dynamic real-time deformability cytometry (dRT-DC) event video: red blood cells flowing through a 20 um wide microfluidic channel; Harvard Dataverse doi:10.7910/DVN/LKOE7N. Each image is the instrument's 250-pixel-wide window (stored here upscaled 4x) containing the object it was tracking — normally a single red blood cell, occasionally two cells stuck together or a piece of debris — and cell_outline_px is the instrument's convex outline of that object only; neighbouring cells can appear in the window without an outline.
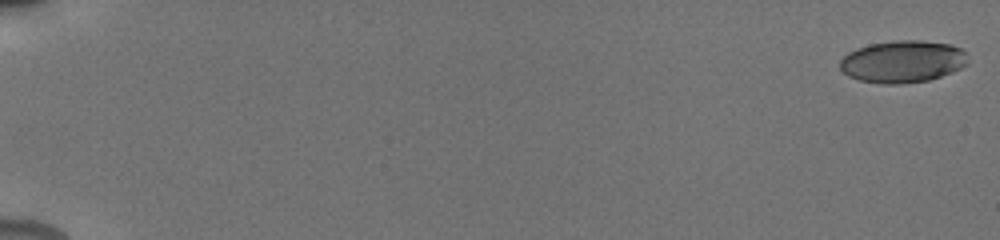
{"species": "human", "species_latin": "Homo sapiens", "temperature_condition": "cold", "stored_images_in_passage": 49, "camera_frame_rate_fps": 3000, "um_per_image_px": 0.085, "donor": {"sex": "male"}, "frame": {"image": 1, "passage_image": 1, "time_ms": 0.0, "image_size_px": [1000, 240], "cell_outline_px": [[968, 64], [952, 72], [928, 80], [900, 84], [884, 84], [860, 80], [848, 76], [840, 68], [840, 60], [848, 52], [856, 48], [868, 44], [896, 40], [920, 40], [948, 44], [960, 48], [964, 52]], "centroid_in_image_um": [76.7, 5.23], "position_along_channel_um": 8.3, "area_um2": 31.33}}
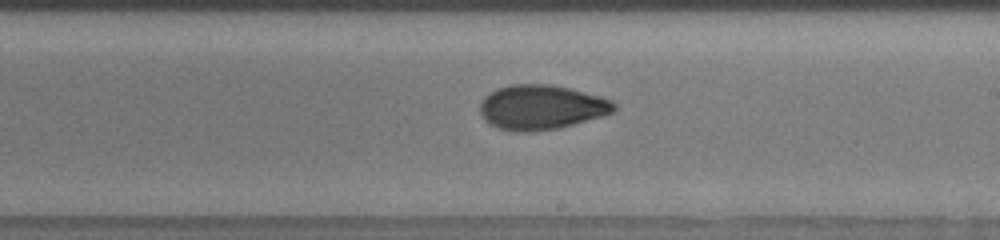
{"frame": {"image": 2, "passage_image": 32, "time_ms": 11.333, "image_size_px": [1000, 240], "cell_outline_px": [[616, 108], [612, 112], [604, 116], [560, 128], [528, 132], [516, 132], [500, 128], [484, 120], [480, 112], [480, 104], [484, 96], [496, 88], [512, 84], [548, 84], [568, 88], [600, 96], [612, 100], [616, 104]], "centroid_in_image_um": [46.02, 9.12], "position_along_channel_um": 243.0, "area_um2": 34.97}}
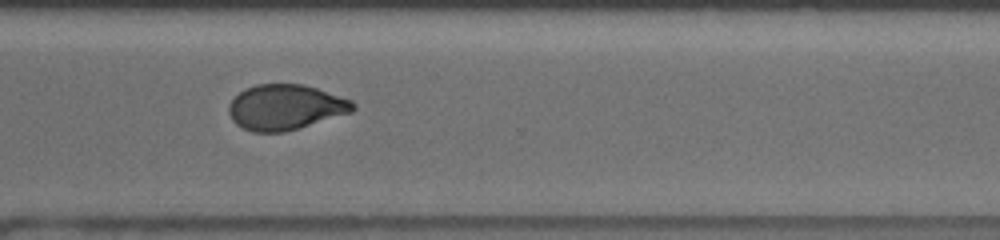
{"frame": {"image": 3, "passage_image": 41, "time_ms": 14.0, "image_size_px": [1000, 240], "cell_outline_px": [[356, 108], [352, 112], [284, 132], [252, 132], [236, 124], [232, 120], [228, 112], [228, 104], [244, 88], [256, 84], [304, 84], [352, 100], [356, 104]], "centroid_in_image_um": [24.25, 9.11], "position_along_channel_um": 346.4, "area_um2": 32.77}, "authors_computed_cell_mechanics": {"area_um2": 32.946, "velocity_mm_per_s": 3.8742, "shape_relaxation_time_tau1_ms": 6.0275, "shape_relaxation_time_tau2_ms": 1.6703, "deformation_change_tau1": 0.1785, "deformation_change_tau2": 0.0635}}